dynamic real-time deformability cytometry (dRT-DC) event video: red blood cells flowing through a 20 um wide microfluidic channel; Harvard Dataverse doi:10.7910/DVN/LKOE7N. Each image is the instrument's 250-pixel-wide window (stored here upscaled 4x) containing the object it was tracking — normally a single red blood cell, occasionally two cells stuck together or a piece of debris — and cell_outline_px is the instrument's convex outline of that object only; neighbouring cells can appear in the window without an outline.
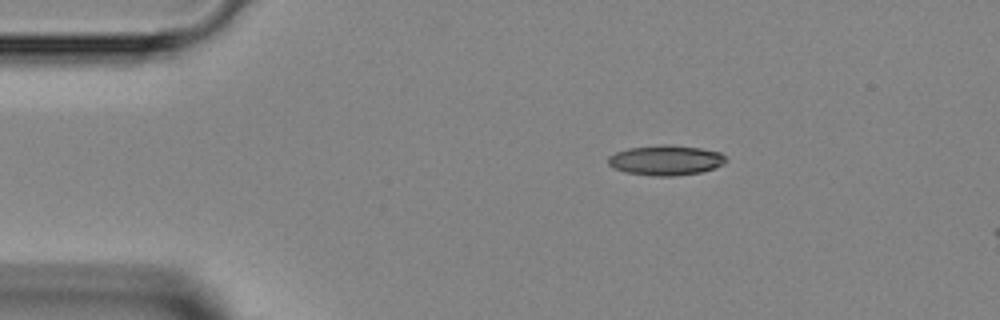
{"species": "Egyptian fruit bat (a non-hibernating species)", "species_latin": "Rousettus aegyptiacus", "temperature_condition": "room temperature", "stored_images_in_passage": 8, "camera_frame_rate_fps": 3000, "um_per_image_px": 0.085, "animal": {"sex": "female"}, "frame": {"image": 1, "passage_image": 1, "time_ms": 0.0, "image_size_px": [1000, 320], "cell_outline_px": [[728, 160], [724, 164], [700, 172], [672, 176], [652, 176], [624, 172], [612, 168], [608, 164], [608, 156], [616, 152], [628, 148], [700, 148], [720, 152]], "centroid_in_image_um": [56.56, 13.68], "position_along_channel_um": 28.4, "area_um2": 19.59}}
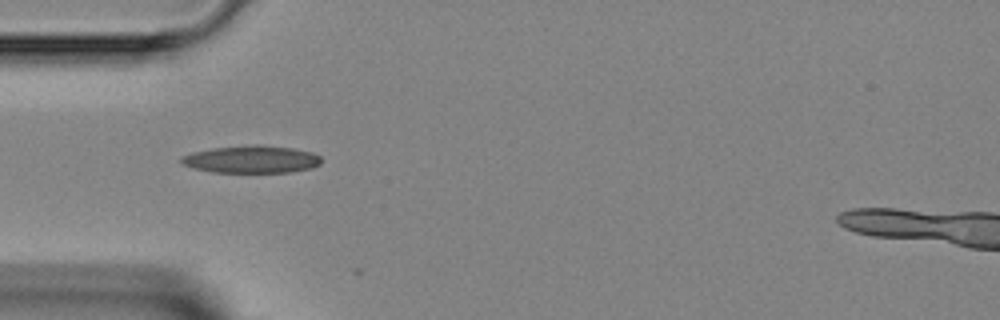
{"frame": {"image": 2, "passage_image": 7, "time_ms": 2.0, "image_size_px": [1000, 320], "cell_outline_px": [[320, 164], [312, 168], [288, 172], [212, 172], [192, 168], [184, 164], [180, 160], [180, 156], [192, 152], [212, 148], [252, 144], [260, 144], [292, 148], [312, 152], [320, 156]], "centroid_in_image_um": [21.36, 13.53], "position_along_channel_um": 63.6, "area_um2": 22.48}}